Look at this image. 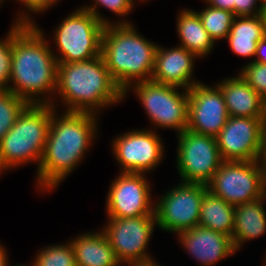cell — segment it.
I'll use <instances>...</instances> for the list:
<instances>
[{
    "label": "cell",
    "instance_id": "cell-1",
    "mask_svg": "<svg viewBox=\"0 0 266 266\" xmlns=\"http://www.w3.org/2000/svg\"><path fill=\"white\" fill-rule=\"evenodd\" d=\"M55 112L36 173L39 189L45 192L55 189L80 164L98 132L97 114L65 111L59 117Z\"/></svg>",
    "mask_w": 266,
    "mask_h": 266
},
{
    "label": "cell",
    "instance_id": "cell-2",
    "mask_svg": "<svg viewBox=\"0 0 266 266\" xmlns=\"http://www.w3.org/2000/svg\"><path fill=\"white\" fill-rule=\"evenodd\" d=\"M36 25L15 23L10 76V83H13L8 90L28 104H51L55 107L54 100L47 98L46 94L51 97L53 92L56 93L58 62L43 31ZM43 94L46 99L42 98Z\"/></svg>",
    "mask_w": 266,
    "mask_h": 266
},
{
    "label": "cell",
    "instance_id": "cell-3",
    "mask_svg": "<svg viewBox=\"0 0 266 266\" xmlns=\"http://www.w3.org/2000/svg\"><path fill=\"white\" fill-rule=\"evenodd\" d=\"M56 91L66 112L99 114L102 107L124 99V92L111 77L102 55L87 61L58 63Z\"/></svg>",
    "mask_w": 266,
    "mask_h": 266
},
{
    "label": "cell",
    "instance_id": "cell-4",
    "mask_svg": "<svg viewBox=\"0 0 266 266\" xmlns=\"http://www.w3.org/2000/svg\"><path fill=\"white\" fill-rule=\"evenodd\" d=\"M136 30L132 23L111 24L102 34L101 55L124 97L133 83L151 80L158 48Z\"/></svg>",
    "mask_w": 266,
    "mask_h": 266
},
{
    "label": "cell",
    "instance_id": "cell-5",
    "mask_svg": "<svg viewBox=\"0 0 266 266\" xmlns=\"http://www.w3.org/2000/svg\"><path fill=\"white\" fill-rule=\"evenodd\" d=\"M54 111L51 104H28L23 109L0 141V174L31 162L39 167Z\"/></svg>",
    "mask_w": 266,
    "mask_h": 266
},
{
    "label": "cell",
    "instance_id": "cell-6",
    "mask_svg": "<svg viewBox=\"0 0 266 266\" xmlns=\"http://www.w3.org/2000/svg\"><path fill=\"white\" fill-rule=\"evenodd\" d=\"M104 25L81 7L56 27L53 39L58 63L87 61L101 55ZM61 55V56H60Z\"/></svg>",
    "mask_w": 266,
    "mask_h": 266
},
{
    "label": "cell",
    "instance_id": "cell-7",
    "mask_svg": "<svg viewBox=\"0 0 266 266\" xmlns=\"http://www.w3.org/2000/svg\"><path fill=\"white\" fill-rule=\"evenodd\" d=\"M132 88L150 122L155 126L174 129L178 131L177 134L187 129L188 90L184 89L181 93L178 91L179 87L159 84L152 80L134 83Z\"/></svg>",
    "mask_w": 266,
    "mask_h": 266
},
{
    "label": "cell",
    "instance_id": "cell-8",
    "mask_svg": "<svg viewBox=\"0 0 266 266\" xmlns=\"http://www.w3.org/2000/svg\"><path fill=\"white\" fill-rule=\"evenodd\" d=\"M207 185L178 183L154 204L157 226L163 231L180 233L199 225L201 202Z\"/></svg>",
    "mask_w": 266,
    "mask_h": 266
},
{
    "label": "cell",
    "instance_id": "cell-9",
    "mask_svg": "<svg viewBox=\"0 0 266 266\" xmlns=\"http://www.w3.org/2000/svg\"><path fill=\"white\" fill-rule=\"evenodd\" d=\"M178 135L177 170L182 182L207 185L223 162L216 137L185 129Z\"/></svg>",
    "mask_w": 266,
    "mask_h": 266
},
{
    "label": "cell",
    "instance_id": "cell-10",
    "mask_svg": "<svg viewBox=\"0 0 266 266\" xmlns=\"http://www.w3.org/2000/svg\"><path fill=\"white\" fill-rule=\"evenodd\" d=\"M108 220L106 227L101 230L121 264L129 266L154 260L148 254L146 247L157 225L155 215Z\"/></svg>",
    "mask_w": 266,
    "mask_h": 266
},
{
    "label": "cell",
    "instance_id": "cell-11",
    "mask_svg": "<svg viewBox=\"0 0 266 266\" xmlns=\"http://www.w3.org/2000/svg\"><path fill=\"white\" fill-rule=\"evenodd\" d=\"M207 188L233 206L263 197L259 160L223 161Z\"/></svg>",
    "mask_w": 266,
    "mask_h": 266
},
{
    "label": "cell",
    "instance_id": "cell-12",
    "mask_svg": "<svg viewBox=\"0 0 266 266\" xmlns=\"http://www.w3.org/2000/svg\"><path fill=\"white\" fill-rule=\"evenodd\" d=\"M266 117H231L216 136L223 161L260 159Z\"/></svg>",
    "mask_w": 266,
    "mask_h": 266
},
{
    "label": "cell",
    "instance_id": "cell-13",
    "mask_svg": "<svg viewBox=\"0 0 266 266\" xmlns=\"http://www.w3.org/2000/svg\"><path fill=\"white\" fill-rule=\"evenodd\" d=\"M146 174L121 172L112 182L106 200L108 218L155 215ZM153 204V205H152Z\"/></svg>",
    "mask_w": 266,
    "mask_h": 266
},
{
    "label": "cell",
    "instance_id": "cell-14",
    "mask_svg": "<svg viewBox=\"0 0 266 266\" xmlns=\"http://www.w3.org/2000/svg\"><path fill=\"white\" fill-rule=\"evenodd\" d=\"M162 143L154 130L139 129L116 137L112 150L121 172L144 174L160 165L164 155Z\"/></svg>",
    "mask_w": 266,
    "mask_h": 266
},
{
    "label": "cell",
    "instance_id": "cell-15",
    "mask_svg": "<svg viewBox=\"0 0 266 266\" xmlns=\"http://www.w3.org/2000/svg\"><path fill=\"white\" fill-rule=\"evenodd\" d=\"M187 129L197 134L216 137L229 118L223 93L216 85L201 82L189 90Z\"/></svg>",
    "mask_w": 266,
    "mask_h": 266
},
{
    "label": "cell",
    "instance_id": "cell-16",
    "mask_svg": "<svg viewBox=\"0 0 266 266\" xmlns=\"http://www.w3.org/2000/svg\"><path fill=\"white\" fill-rule=\"evenodd\" d=\"M177 235L181 246L202 266H213L236 253L231 237L206 227L198 225Z\"/></svg>",
    "mask_w": 266,
    "mask_h": 266
},
{
    "label": "cell",
    "instance_id": "cell-17",
    "mask_svg": "<svg viewBox=\"0 0 266 266\" xmlns=\"http://www.w3.org/2000/svg\"><path fill=\"white\" fill-rule=\"evenodd\" d=\"M197 57L182 46L166 49L158 45L155 54L153 82L189 90L196 80L192 79L194 59Z\"/></svg>",
    "mask_w": 266,
    "mask_h": 266
},
{
    "label": "cell",
    "instance_id": "cell-18",
    "mask_svg": "<svg viewBox=\"0 0 266 266\" xmlns=\"http://www.w3.org/2000/svg\"><path fill=\"white\" fill-rule=\"evenodd\" d=\"M231 117H266V101L238 74L217 83Z\"/></svg>",
    "mask_w": 266,
    "mask_h": 266
},
{
    "label": "cell",
    "instance_id": "cell-19",
    "mask_svg": "<svg viewBox=\"0 0 266 266\" xmlns=\"http://www.w3.org/2000/svg\"><path fill=\"white\" fill-rule=\"evenodd\" d=\"M77 266H119L111 245L104 232L82 233L69 241Z\"/></svg>",
    "mask_w": 266,
    "mask_h": 266
},
{
    "label": "cell",
    "instance_id": "cell-20",
    "mask_svg": "<svg viewBox=\"0 0 266 266\" xmlns=\"http://www.w3.org/2000/svg\"><path fill=\"white\" fill-rule=\"evenodd\" d=\"M266 197H261L252 202L234 206V229L232 242L235 250L247 240L255 239L266 232V211L263 202Z\"/></svg>",
    "mask_w": 266,
    "mask_h": 266
},
{
    "label": "cell",
    "instance_id": "cell-21",
    "mask_svg": "<svg viewBox=\"0 0 266 266\" xmlns=\"http://www.w3.org/2000/svg\"><path fill=\"white\" fill-rule=\"evenodd\" d=\"M265 36L261 15L236 16L226 39L235 54L253 57L256 54L257 44Z\"/></svg>",
    "mask_w": 266,
    "mask_h": 266
},
{
    "label": "cell",
    "instance_id": "cell-22",
    "mask_svg": "<svg viewBox=\"0 0 266 266\" xmlns=\"http://www.w3.org/2000/svg\"><path fill=\"white\" fill-rule=\"evenodd\" d=\"M177 20V33L181 40L179 46L184 47L198 58L206 56L213 50L215 42L203 27L197 11L181 10Z\"/></svg>",
    "mask_w": 266,
    "mask_h": 266
},
{
    "label": "cell",
    "instance_id": "cell-23",
    "mask_svg": "<svg viewBox=\"0 0 266 266\" xmlns=\"http://www.w3.org/2000/svg\"><path fill=\"white\" fill-rule=\"evenodd\" d=\"M199 226L223 233L232 239L234 206L207 190L201 202Z\"/></svg>",
    "mask_w": 266,
    "mask_h": 266
},
{
    "label": "cell",
    "instance_id": "cell-24",
    "mask_svg": "<svg viewBox=\"0 0 266 266\" xmlns=\"http://www.w3.org/2000/svg\"><path fill=\"white\" fill-rule=\"evenodd\" d=\"M206 6L203 11L197 12L203 27L214 42L226 39L236 16L231 11Z\"/></svg>",
    "mask_w": 266,
    "mask_h": 266
},
{
    "label": "cell",
    "instance_id": "cell-25",
    "mask_svg": "<svg viewBox=\"0 0 266 266\" xmlns=\"http://www.w3.org/2000/svg\"><path fill=\"white\" fill-rule=\"evenodd\" d=\"M18 14L19 16L11 26L7 36L3 40L0 39V90H8V83L10 82L15 23L34 25L29 14Z\"/></svg>",
    "mask_w": 266,
    "mask_h": 266
},
{
    "label": "cell",
    "instance_id": "cell-26",
    "mask_svg": "<svg viewBox=\"0 0 266 266\" xmlns=\"http://www.w3.org/2000/svg\"><path fill=\"white\" fill-rule=\"evenodd\" d=\"M28 103L9 90H0V141Z\"/></svg>",
    "mask_w": 266,
    "mask_h": 266
},
{
    "label": "cell",
    "instance_id": "cell-27",
    "mask_svg": "<svg viewBox=\"0 0 266 266\" xmlns=\"http://www.w3.org/2000/svg\"><path fill=\"white\" fill-rule=\"evenodd\" d=\"M30 266H77L70 242L62 245H49L39 251Z\"/></svg>",
    "mask_w": 266,
    "mask_h": 266
},
{
    "label": "cell",
    "instance_id": "cell-28",
    "mask_svg": "<svg viewBox=\"0 0 266 266\" xmlns=\"http://www.w3.org/2000/svg\"><path fill=\"white\" fill-rule=\"evenodd\" d=\"M94 2L95 3L92 6H83L81 8L93 14L104 26L111 24H131L128 22V20H120L119 22L117 21L116 23H111L110 20L101 16L100 12L97 11V7L103 6L120 17L127 16V14H129L134 7L129 0H94Z\"/></svg>",
    "mask_w": 266,
    "mask_h": 266
},
{
    "label": "cell",
    "instance_id": "cell-29",
    "mask_svg": "<svg viewBox=\"0 0 266 266\" xmlns=\"http://www.w3.org/2000/svg\"><path fill=\"white\" fill-rule=\"evenodd\" d=\"M239 75L266 101V65L250 61Z\"/></svg>",
    "mask_w": 266,
    "mask_h": 266
},
{
    "label": "cell",
    "instance_id": "cell-30",
    "mask_svg": "<svg viewBox=\"0 0 266 266\" xmlns=\"http://www.w3.org/2000/svg\"><path fill=\"white\" fill-rule=\"evenodd\" d=\"M257 0H234L235 16H256L261 15L262 7ZM257 8V9H256Z\"/></svg>",
    "mask_w": 266,
    "mask_h": 266
},
{
    "label": "cell",
    "instance_id": "cell-31",
    "mask_svg": "<svg viewBox=\"0 0 266 266\" xmlns=\"http://www.w3.org/2000/svg\"><path fill=\"white\" fill-rule=\"evenodd\" d=\"M20 1L21 4L29 9L30 13L34 12L35 14L39 12H44L48 8L52 7L60 0H17Z\"/></svg>",
    "mask_w": 266,
    "mask_h": 266
},
{
    "label": "cell",
    "instance_id": "cell-32",
    "mask_svg": "<svg viewBox=\"0 0 266 266\" xmlns=\"http://www.w3.org/2000/svg\"><path fill=\"white\" fill-rule=\"evenodd\" d=\"M208 6L228 10L234 13V0H204Z\"/></svg>",
    "mask_w": 266,
    "mask_h": 266
},
{
    "label": "cell",
    "instance_id": "cell-33",
    "mask_svg": "<svg viewBox=\"0 0 266 266\" xmlns=\"http://www.w3.org/2000/svg\"><path fill=\"white\" fill-rule=\"evenodd\" d=\"M266 36L260 40V42L257 44L255 59L252 60L257 63H261L266 65Z\"/></svg>",
    "mask_w": 266,
    "mask_h": 266
},
{
    "label": "cell",
    "instance_id": "cell-34",
    "mask_svg": "<svg viewBox=\"0 0 266 266\" xmlns=\"http://www.w3.org/2000/svg\"><path fill=\"white\" fill-rule=\"evenodd\" d=\"M260 164H266V125L264 127L262 151L259 159Z\"/></svg>",
    "mask_w": 266,
    "mask_h": 266
},
{
    "label": "cell",
    "instance_id": "cell-35",
    "mask_svg": "<svg viewBox=\"0 0 266 266\" xmlns=\"http://www.w3.org/2000/svg\"><path fill=\"white\" fill-rule=\"evenodd\" d=\"M0 244V266H8L9 259L7 258V251L4 249V246Z\"/></svg>",
    "mask_w": 266,
    "mask_h": 266
},
{
    "label": "cell",
    "instance_id": "cell-36",
    "mask_svg": "<svg viewBox=\"0 0 266 266\" xmlns=\"http://www.w3.org/2000/svg\"><path fill=\"white\" fill-rule=\"evenodd\" d=\"M262 172V191L263 196L266 197V164H260Z\"/></svg>",
    "mask_w": 266,
    "mask_h": 266
},
{
    "label": "cell",
    "instance_id": "cell-37",
    "mask_svg": "<svg viewBox=\"0 0 266 266\" xmlns=\"http://www.w3.org/2000/svg\"><path fill=\"white\" fill-rule=\"evenodd\" d=\"M129 266H160L155 260L146 263L131 264Z\"/></svg>",
    "mask_w": 266,
    "mask_h": 266
},
{
    "label": "cell",
    "instance_id": "cell-38",
    "mask_svg": "<svg viewBox=\"0 0 266 266\" xmlns=\"http://www.w3.org/2000/svg\"><path fill=\"white\" fill-rule=\"evenodd\" d=\"M261 17L263 19L264 29H265V33H266V5H264L262 7Z\"/></svg>",
    "mask_w": 266,
    "mask_h": 266
},
{
    "label": "cell",
    "instance_id": "cell-39",
    "mask_svg": "<svg viewBox=\"0 0 266 266\" xmlns=\"http://www.w3.org/2000/svg\"><path fill=\"white\" fill-rule=\"evenodd\" d=\"M260 4L261 7H263L264 5H266V0H257Z\"/></svg>",
    "mask_w": 266,
    "mask_h": 266
},
{
    "label": "cell",
    "instance_id": "cell-40",
    "mask_svg": "<svg viewBox=\"0 0 266 266\" xmlns=\"http://www.w3.org/2000/svg\"><path fill=\"white\" fill-rule=\"evenodd\" d=\"M129 1L134 5L135 0H129ZM139 2H140V0H139Z\"/></svg>",
    "mask_w": 266,
    "mask_h": 266
},
{
    "label": "cell",
    "instance_id": "cell-41",
    "mask_svg": "<svg viewBox=\"0 0 266 266\" xmlns=\"http://www.w3.org/2000/svg\"><path fill=\"white\" fill-rule=\"evenodd\" d=\"M14 266H25V265H23V264H22V265H20V264H19V265H18V264H16V265H14ZM26 266H27V265H26ZM28 266H30V265H28Z\"/></svg>",
    "mask_w": 266,
    "mask_h": 266
}]
</instances>
